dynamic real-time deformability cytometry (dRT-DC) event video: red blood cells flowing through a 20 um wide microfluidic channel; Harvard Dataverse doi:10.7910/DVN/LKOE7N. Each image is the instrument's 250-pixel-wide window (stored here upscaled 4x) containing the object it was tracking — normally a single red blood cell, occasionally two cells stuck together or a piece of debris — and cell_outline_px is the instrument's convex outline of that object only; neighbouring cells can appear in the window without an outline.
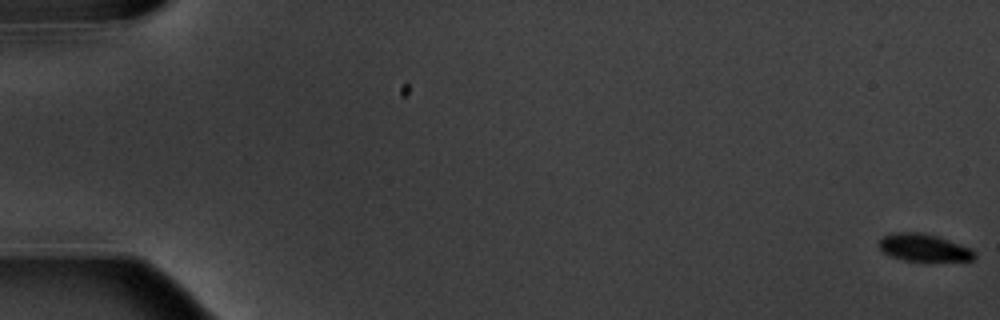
{"species": "common noctule bat (a hibernating species)", "species_latin": "Nyctalus noctula", "temperature_condition": "warm", "stored_images_in_passage": 12, "camera_frame_rate_fps": 3000, "um_per_image_px": 0.085, "animal": {"sex": "male", "body_mass_g": 20.1, "forearm_length_mm": 53.5}, "frame": {"image": 1, "passage_image": 1, "time_ms": 0.0, "image_size_px": [1000, 320], "cell_outline_px": [[976, 256], [972, 260], [904, 260], [892, 256], [884, 252], [880, 248], [880, 240], [884, 236], [892, 232], [920, 232], [936, 236], [972, 248], [976, 252]], "centroid_in_image_um": [78.55, 21.03], "position_along_channel_um": 6.5, "area_um2": 14.91}}
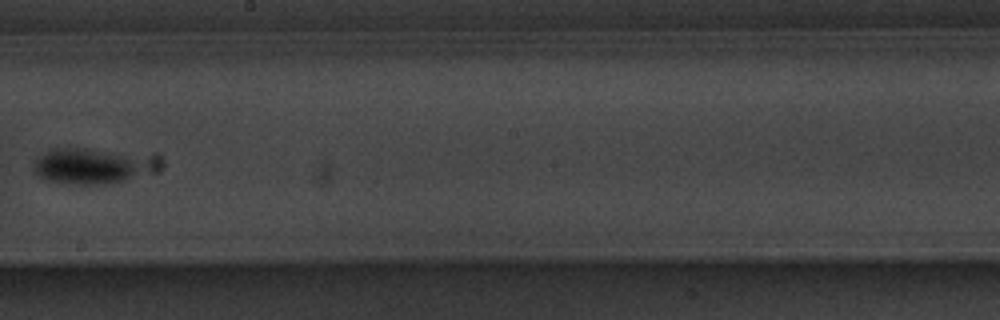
{"frame": {"image": 2, "passage_image": 10, "time_ms": 11.333, "image_size_px": [1000, 320], "cell_outline_px": [[132, 172], [128, 176], [120, 180], [108, 184], [80, 184], [48, 180], [40, 176], [32, 168], [36, 160], [40, 156], [48, 152], [60, 148], [88, 148], [124, 156], [132, 160]], "centroid_in_image_um": [7.04, 14.14], "position_along_channel_um": 241.2, "area_um2": 20.81}}
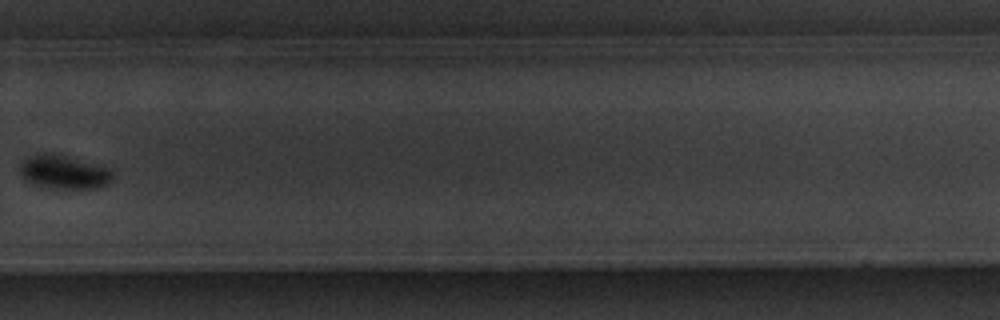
{"frame": {"image": 3, "passage_image": 12, "time_ms": 13.667, "image_size_px": [1000, 320], "cell_outline_px": [[112, 180], [108, 184], [92, 188], [52, 188], [32, 184], [24, 180], [20, 172], [20, 164], [28, 156], [44, 152], [64, 156], [112, 168]], "centroid_in_image_um": [5.41, 14.63], "position_along_channel_um": 324.4, "area_um2": 18.09}}